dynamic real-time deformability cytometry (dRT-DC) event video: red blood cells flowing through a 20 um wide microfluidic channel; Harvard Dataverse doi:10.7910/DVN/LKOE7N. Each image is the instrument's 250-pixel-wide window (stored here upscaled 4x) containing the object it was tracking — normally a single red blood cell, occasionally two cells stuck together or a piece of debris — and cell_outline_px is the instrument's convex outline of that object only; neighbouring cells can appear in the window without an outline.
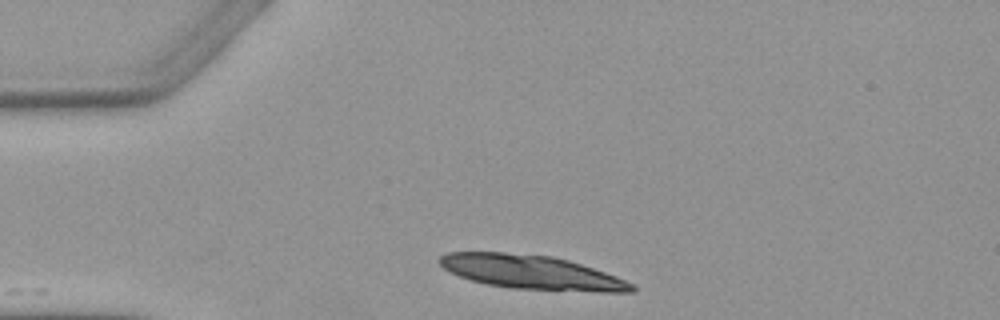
{"species": "Egyptian fruit bat (a non-hibernating species)", "species_latin": "Rousettus aegyptiacus", "temperature_condition": "warm", "stored_images_in_passage": 2, "camera_frame_rate_fps": 3000, "um_per_image_px": 0.085, "animal": {"sex": "female"}, "frame": {"image": 1, "passage_image": 1, "time_ms": 0.0, "image_size_px": [1000, 320], "cell_outline_px": [[636, 288], [632, 292], [596, 292], [512, 288], [488, 284], [472, 280], [460, 276], [444, 268], [436, 260], [440, 256], [448, 252], [504, 252], [552, 256], [568, 260], [616, 276], [632, 284]], "centroid_in_image_um": [45.17, 23.14], "position_along_channel_um": 39.8, "area_um2": 37.74}}